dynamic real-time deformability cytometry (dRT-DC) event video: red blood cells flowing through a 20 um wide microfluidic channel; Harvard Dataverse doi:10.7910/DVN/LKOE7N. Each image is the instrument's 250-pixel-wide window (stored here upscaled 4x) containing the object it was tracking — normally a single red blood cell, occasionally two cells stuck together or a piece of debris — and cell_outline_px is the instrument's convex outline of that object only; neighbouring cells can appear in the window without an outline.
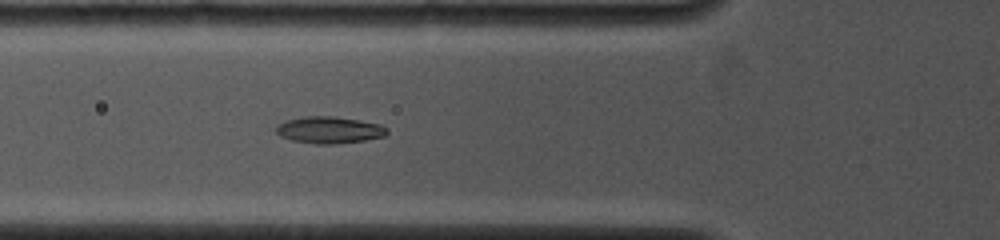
{"species": "common noctule bat (a hibernating species)", "species_latin": "Nyctalus noctula", "temperature_condition": "cold", "stored_images_in_passage": 7, "camera_frame_rate_fps": 4000, "um_per_image_px": 0.085, "animal": {"sex": "female", "body_mass_g": 19.0, "forearm_length_mm": 53.3}, "frame": {"image": 1, "passage_image": 7, "time_ms": 5.0, "image_size_px": [1000, 240], "cell_outline_px": [[388, 132], [384, 136], [364, 140], [336, 144], [316, 144], [292, 140], [280, 136], [276, 132], [276, 128], [284, 120], [304, 116], [332, 116], [360, 120], [380, 124], [388, 128]], "centroid_in_image_um": [27.99, 11.04], "position_along_channel_um": 97.8, "area_um2": 17.34}}